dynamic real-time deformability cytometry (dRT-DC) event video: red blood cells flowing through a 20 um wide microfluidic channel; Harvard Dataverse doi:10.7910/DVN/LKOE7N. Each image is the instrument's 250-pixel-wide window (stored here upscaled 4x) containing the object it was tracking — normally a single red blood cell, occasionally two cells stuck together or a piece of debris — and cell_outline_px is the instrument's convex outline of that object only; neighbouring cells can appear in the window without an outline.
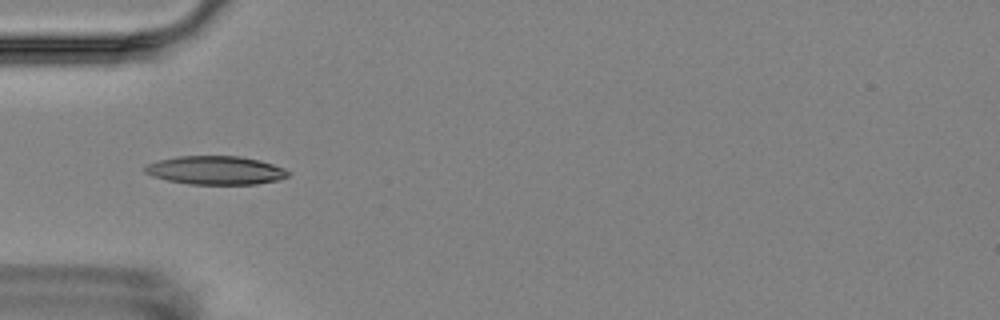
{"species": "Egyptian fruit bat (a non-hibernating species)", "species_latin": "Rousettus aegyptiacus", "temperature_condition": "room temperature", "stored_images_in_passage": 16, "camera_frame_rate_fps": 3000, "um_per_image_px": 0.085, "animal": {"sex": "female"}, "frame": {"image": 1, "passage_image": 5, "time_ms": 4.667, "image_size_px": [1000, 320], "cell_outline_px": [[292, 172], [288, 176], [276, 180], [256, 184], [188, 184], [168, 180], [152, 176], [144, 172], [144, 168], [148, 164], [160, 160], [176, 156], [240, 156], [260, 160], [284, 168]], "centroid_in_image_um": [18.34, 14.47], "position_along_channel_um": 66.7, "area_um2": 23.76}}
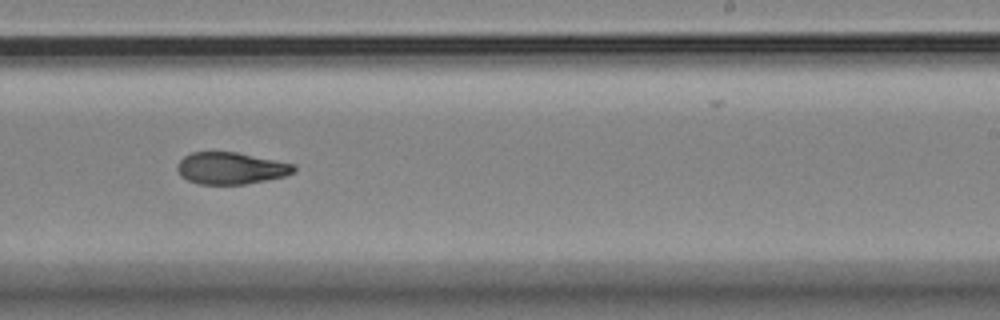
{"frame": {"image": 2, "passage_image": 10, "time_ms": 10.333, "image_size_px": [1000, 320], "cell_outline_px": [[296, 172], [284, 176], [244, 184], [200, 184], [188, 180], [180, 176], [176, 168], [176, 164], [184, 156], [192, 152], [236, 152], [296, 164]], "centroid_in_image_um": [19.62, 14.29], "position_along_channel_um": 269.4, "area_um2": 21.68}}
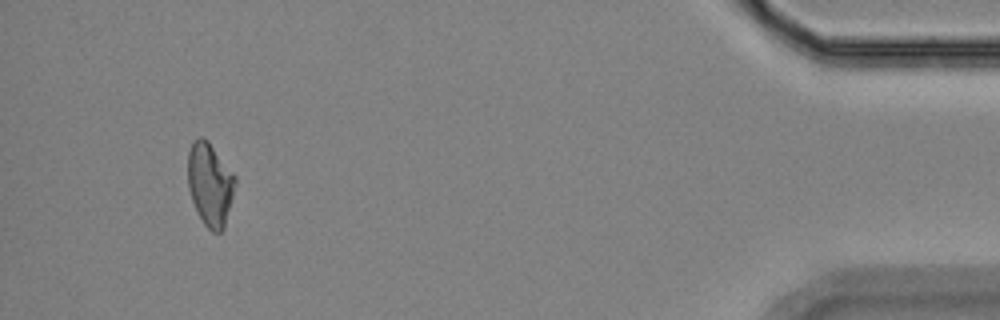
{"frame": {"image": 3, "passage_image": 15, "time_ms": 16.333, "image_size_px": [1000, 320], "cell_outline_px": [[236, 184], [224, 228], [220, 232], [212, 232], [204, 224], [192, 200], [188, 188], [188, 152], [192, 140], [200, 136], [204, 136], [208, 140], [236, 176]], "centroid_in_image_um": [17.85, 15.62], "position_along_channel_um": 417.3, "area_um2": 23.0}, "authors_computed_cell_mechanics": {"area_um2": 22.6576, "velocity_mm_per_s": 3.5802, "shape_relaxation_time_tau1_ms": 7.5311, "shape_relaxation_time_tau2_ms": 8.4281, "deformation_change_tau1": 0.1528, "deformation_change_tau2": 0.1199}}